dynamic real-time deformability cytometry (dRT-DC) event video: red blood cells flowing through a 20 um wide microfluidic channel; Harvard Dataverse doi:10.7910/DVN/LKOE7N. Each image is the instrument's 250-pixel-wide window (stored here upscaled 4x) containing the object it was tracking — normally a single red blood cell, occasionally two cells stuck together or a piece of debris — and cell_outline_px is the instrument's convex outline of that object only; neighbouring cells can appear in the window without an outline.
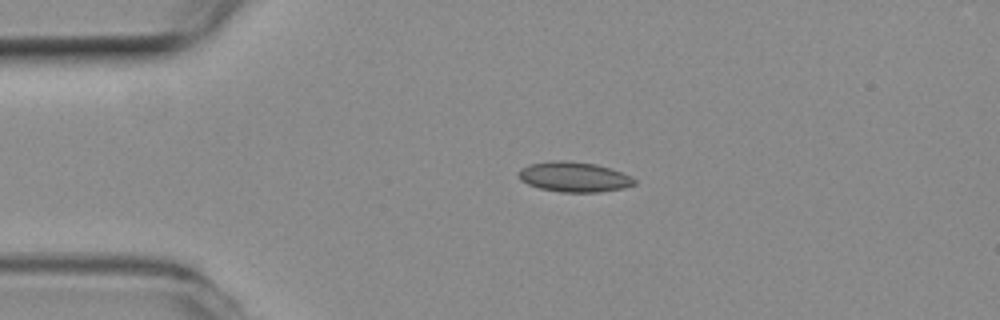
{"species": "common noctule bat (a hibernating species)", "species_latin": "Nyctalus noctula", "temperature_condition": "room temperature", "stored_images_in_passage": 41, "camera_frame_rate_fps": 3000, "um_per_image_px": 0.085, "animal": {"sex": "female", "body_mass_g": 19.3, "forearm_length_mm": 54.1}, "frame": {"image": 1, "passage_image": 5, "time_ms": 1.333, "image_size_px": [1000, 320], "cell_outline_px": [[636, 184], [624, 188], [600, 192], [560, 192], [540, 188], [528, 184], [520, 180], [520, 168], [528, 164], [552, 160], [568, 160], [596, 164], [632, 176], [636, 180]], "centroid_in_image_um": [48.8, 15.03], "position_along_channel_um": 36.2, "area_um2": 20.35}}
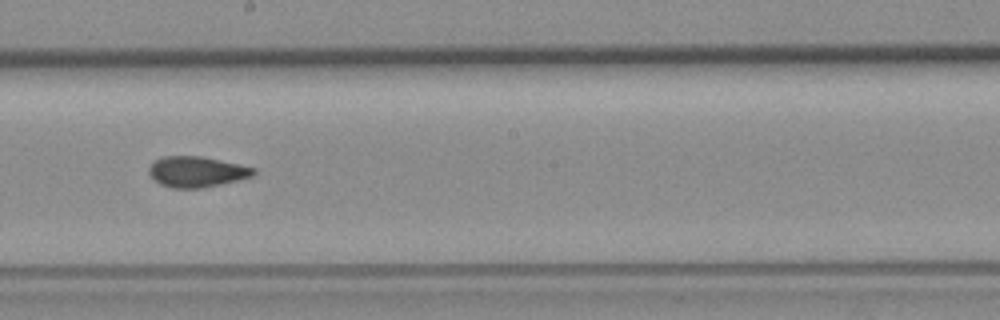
{"frame": {"image": 2, "passage_image": 23, "time_ms": 7.333, "image_size_px": [1000, 320], "cell_outline_px": [[256, 172], [252, 176], [220, 184], [200, 188], [172, 188], [160, 184], [148, 172], [148, 168], [160, 156], [204, 156], [256, 168]], "centroid_in_image_um": [16.72, 14.58], "position_along_channel_um": 231.5, "area_um2": 18.61}}
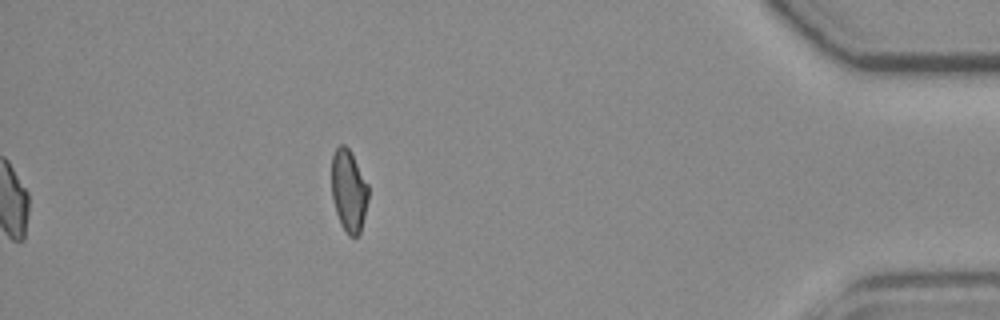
{"frame": {"image": 3, "passage_image": 41, "time_ms": 13.333, "image_size_px": [1000, 320], "cell_outline_px": [[368, 200], [360, 232], [356, 236], [348, 236], [340, 224], [332, 200], [332, 156], [336, 148], [340, 144], [344, 144], [348, 148], [368, 184]], "centroid_in_image_um": [29.63, 16.23], "position_along_channel_um": 405.6, "area_um2": 17.46}, "authors_computed_cell_mechanics": {"area_um2": 18.8428, "velocity_mm_per_s": 3.805, "shape_relaxation_time_tau1_ms": null, "shape_relaxation_time_tau2_ms": 2.7574, "deformation_change_tau1": null, "deformation_change_tau2": 0.0628}}